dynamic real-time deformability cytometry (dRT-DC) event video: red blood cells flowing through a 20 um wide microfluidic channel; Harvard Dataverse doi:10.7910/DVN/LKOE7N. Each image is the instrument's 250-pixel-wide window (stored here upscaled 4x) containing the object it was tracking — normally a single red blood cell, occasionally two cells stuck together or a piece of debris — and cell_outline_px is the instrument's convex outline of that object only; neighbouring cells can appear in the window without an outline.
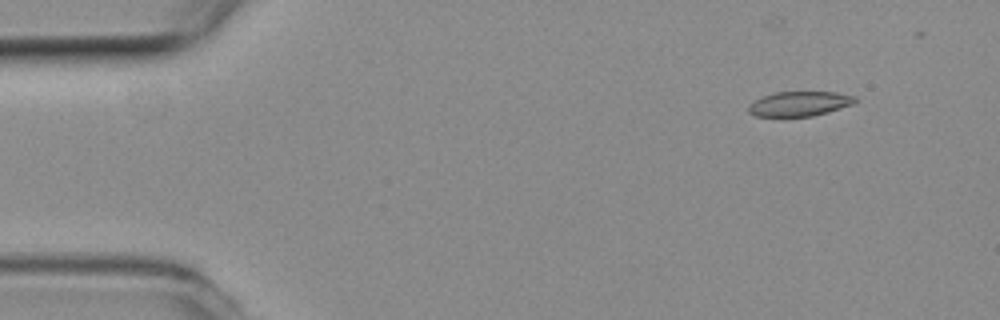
{"species": "common noctule bat (a hibernating species)", "species_latin": "Nyctalus noctula", "temperature_condition": "room temperature", "stored_images_in_passage": 5, "camera_frame_rate_fps": 3000, "um_per_image_px": 0.085, "animal": {"sex": "female", "body_mass_g": 19.3, "forearm_length_mm": 54.1}, "frame": {"image": 1, "passage_image": 2, "time_ms": 0.333, "image_size_px": [1000, 320], "cell_outline_px": [[856, 100], [852, 104], [828, 112], [812, 116], [756, 116], [748, 112], [748, 104], [764, 96], [776, 92], [836, 92], [856, 96]], "centroid_in_image_um": [67.95, 8.82], "position_along_channel_um": 17.1, "area_um2": 15.2}}